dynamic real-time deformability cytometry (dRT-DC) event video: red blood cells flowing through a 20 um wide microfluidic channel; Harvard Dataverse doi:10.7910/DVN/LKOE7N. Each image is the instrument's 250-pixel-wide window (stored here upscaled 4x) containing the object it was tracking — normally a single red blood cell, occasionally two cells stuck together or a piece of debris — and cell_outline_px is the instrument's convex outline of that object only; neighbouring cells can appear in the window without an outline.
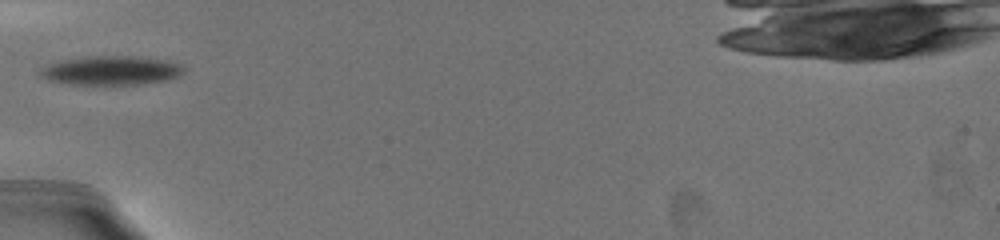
{"species": "common noctule bat (a hibernating species)", "species_latin": "Nyctalus noctula", "temperature_condition": "warm", "stored_images_in_passage": 2, "camera_frame_rate_fps": 3000, "um_per_image_px": 0.085, "animal": {"sex": "female", "body_mass_g": 19.5, "forearm_length_mm": 54.1}, "frame": {"image": 1, "passage_image": 1, "time_ms": 0.0, "image_size_px": [1000, 240], "cell_outline_px": [[180, 72], [176, 76], [164, 80], [132, 84], [72, 84], [52, 80], [44, 76], [44, 68], [68, 60], [88, 56], [132, 56], [160, 60], [176, 64], [180, 68]], "centroid_in_image_um": [9.47, 5.99], "position_along_channel_um": 75.5, "area_um2": 22.54}}